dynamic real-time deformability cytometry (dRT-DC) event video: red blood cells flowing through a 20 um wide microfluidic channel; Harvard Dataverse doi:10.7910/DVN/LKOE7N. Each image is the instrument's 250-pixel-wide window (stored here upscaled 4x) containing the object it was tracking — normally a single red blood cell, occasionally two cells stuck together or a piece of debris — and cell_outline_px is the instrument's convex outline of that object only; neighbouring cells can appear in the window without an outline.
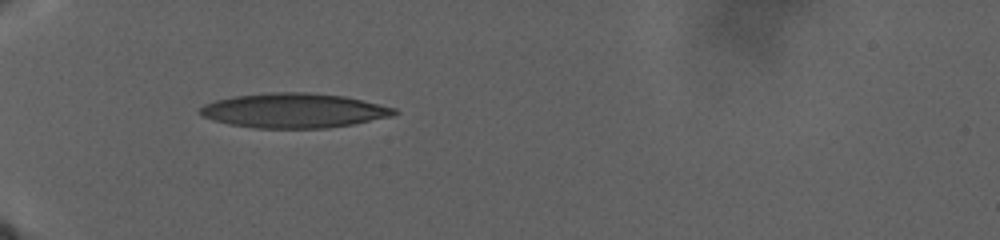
{"species": "human", "species_latin": "Homo sapiens", "temperature_condition": "warm", "stored_images_in_passage": 76, "camera_frame_rate_fps": 3000, "um_per_image_px": 0.085, "donor": {"sex": "male"}, "frame": {"image": 1, "passage_image": 1, "time_ms": 0.0, "image_size_px": [1000, 240], "cell_outline_px": [[400, 112], [392, 116], [352, 124], [328, 128], [256, 128], [228, 124], [212, 120], [204, 116], [200, 112], [200, 108], [204, 104], [216, 100], [236, 96], [268, 92], [308, 92], [344, 96], [396, 108]], "centroid_in_image_um": [24.99, 9.4], "position_along_channel_um": 60.0, "area_um2": 39.07}}
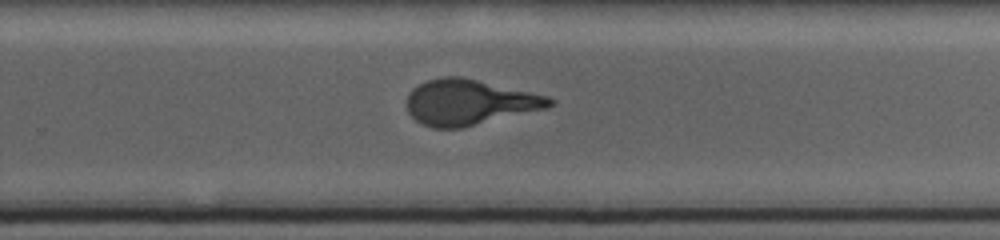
{"frame": {"image": 2, "passage_image": 43, "time_ms": 13.333, "image_size_px": [1000, 240], "cell_outline_px": [[556, 104], [548, 108], [460, 128], [432, 128], [416, 120], [408, 112], [408, 92], [412, 88], [428, 80], [444, 76], [460, 76], [548, 96], [556, 100]], "centroid_in_image_um": [39.91, 8.69], "position_along_channel_um": 289.9, "area_um2": 37.63}}
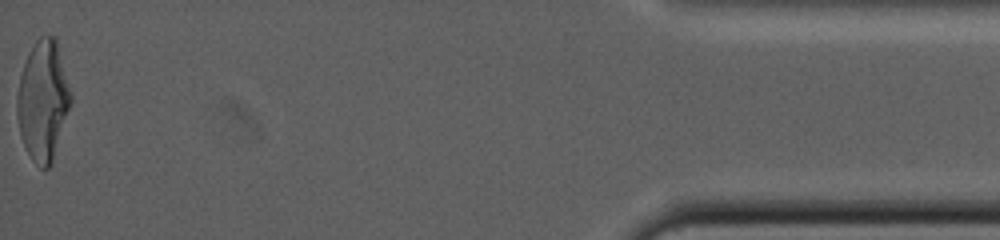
{"frame": {"image": 3, "passage_image": 76, "time_ms": 24.667, "image_size_px": [1000, 240], "cell_outline_px": [[72, 100], [52, 164], [48, 168], [40, 168], [32, 160], [20, 136], [16, 112], [16, 96], [20, 76], [28, 52], [36, 40], [40, 36], [56, 36], [72, 96]], "centroid_in_image_um": [3.65, 8.55], "position_along_channel_um": 431.6, "area_um2": 37.74}}